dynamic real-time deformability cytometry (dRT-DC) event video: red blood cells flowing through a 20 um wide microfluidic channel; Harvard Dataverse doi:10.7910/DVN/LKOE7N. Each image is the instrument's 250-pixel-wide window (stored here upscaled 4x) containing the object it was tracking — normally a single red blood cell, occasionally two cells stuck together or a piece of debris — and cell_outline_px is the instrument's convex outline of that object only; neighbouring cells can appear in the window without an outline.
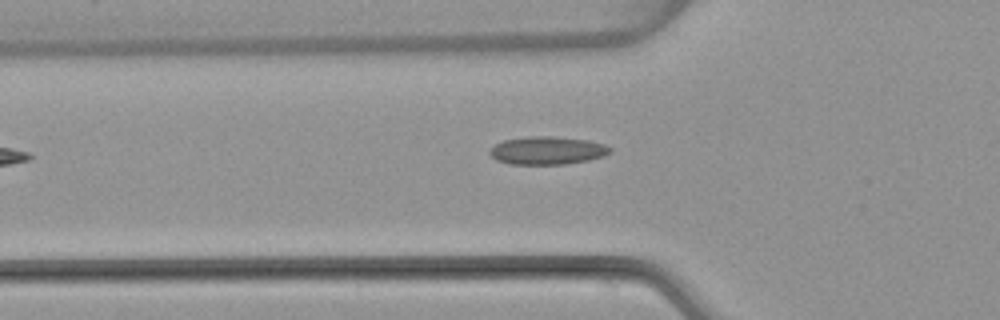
{"species": "common noctule bat (a hibernating species)", "species_latin": "Nyctalus noctula", "temperature_condition": "warm", "stored_images_in_passage": 3, "camera_frame_rate_fps": 3000, "um_per_image_px": 0.085, "animal": {"sex": "female", "body_mass_g": 22.7, "forearm_length_mm": 54.2}, "frame": {"image": 1, "passage_image": 3, "time_ms": 2.667, "image_size_px": [1000, 320], "cell_outline_px": [[612, 152], [604, 156], [588, 160], [564, 164], [508, 164], [496, 160], [488, 152], [496, 144], [504, 140], [528, 136], [552, 136], [588, 140], [604, 144], [612, 148]], "centroid_in_image_um": [46.54, 12.79], "position_along_channel_um": 79.3, "area_um2": 19.65}}